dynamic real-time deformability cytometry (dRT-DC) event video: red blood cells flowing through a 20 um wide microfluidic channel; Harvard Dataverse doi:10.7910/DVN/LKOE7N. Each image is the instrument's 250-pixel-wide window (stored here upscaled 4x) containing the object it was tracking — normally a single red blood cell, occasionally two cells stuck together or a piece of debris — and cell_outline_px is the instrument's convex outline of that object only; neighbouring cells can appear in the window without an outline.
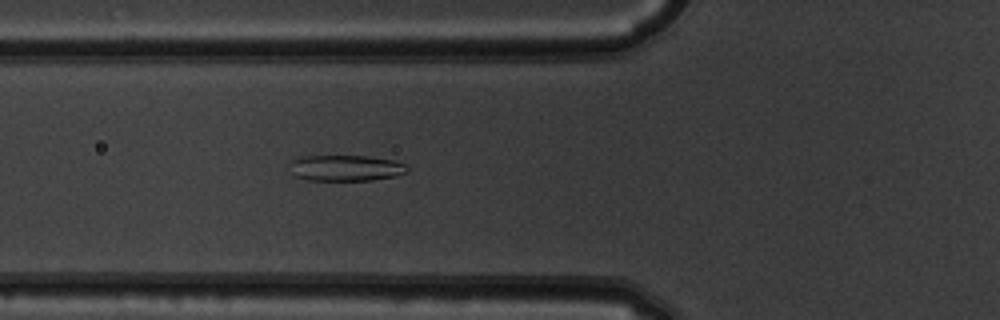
{"species": "common noctule bat (a hibernating species)", "species_latin": "Nyctalus noctula", "temperature_condition": "warm", "stored_images_in_passage": 49, "camera_frame_rate_fps": 3000, "um_per_image_px": 0.085, "animal": {"sex": "male", "body_mass_g": 19.5, "forearm_length_mm": 54.6}, "frame": {"image": 1, "passage_image": 16, "time_ms": 5.0, "image_size_px": [1000, 320], "cell_outline_px": [[408, 172], [396, 176], [372, 180], [308, 180], [296, 176], [288, 164], [288, 160], [300, 156], [368, 156], [392, 160], [408, 164]], "centroid_in_image_um": [29.39, 14.27], "position_along_channel_um": 96.4, "area_um2": 17.98}}
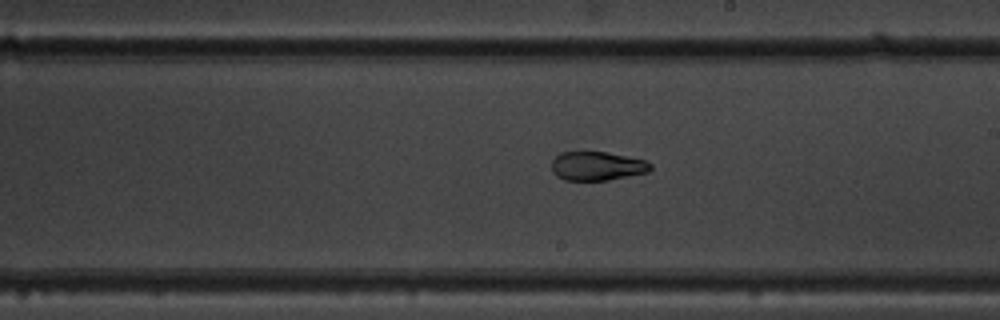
{"frame": {"image": 2, "passage_image": 27, "time_ms": 8.667, "image_size_px": [1000, 320], "cell_outline_px": [[652, 168], [648, 172], [608, 180], [564, 180], [556, 176], [552, 172], [552, 160], [560, 152], [608, 152], [648, 160], [652, 164]], "centroid_in_image_um": [50.77, 14.11], "position_along_channel_um": 238.2, "area_um2": 16.82}}
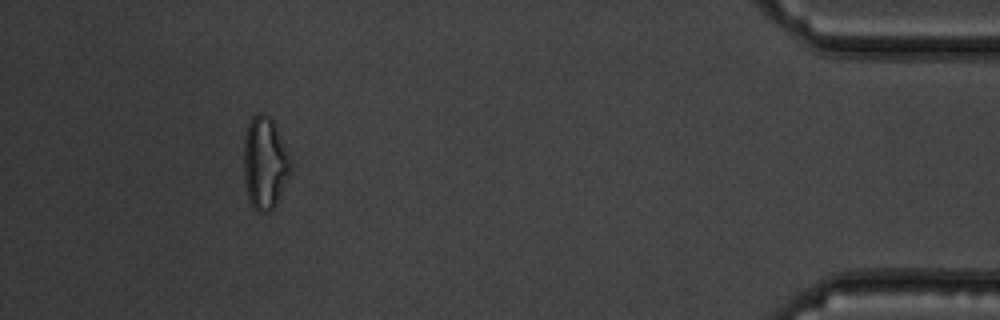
{"frame": {"image": 3, "passage_image": 45, "time_ms": 14.667, "image_size_px": [1000, 320], "cell_outline_px": [[292, 172], [276, 204], [268, 212], [260, 212], [252, 204], [248, 196], [244, 184], [244, 136], [248, 124], [252, 116], [256, 112], [260, 112], [268, 116], [272, 120], [292, 160]], "centroid_in_image_um": [22.52, 13.84], "position_along_channel_um": 412.7, "area_um2": 25.32}, "authors_computed_cell_mechanics": {"area_um2": 20.8658, "velocity_mm_per_s": 3.8683, "shape_relaxation_time_tau1_ms": 7.009, "shape_relaxation_time_tau2_ms": 1.7881, "deformation_change_tau1": 0.2148, "deformation_change_tau2": 0.0732}}